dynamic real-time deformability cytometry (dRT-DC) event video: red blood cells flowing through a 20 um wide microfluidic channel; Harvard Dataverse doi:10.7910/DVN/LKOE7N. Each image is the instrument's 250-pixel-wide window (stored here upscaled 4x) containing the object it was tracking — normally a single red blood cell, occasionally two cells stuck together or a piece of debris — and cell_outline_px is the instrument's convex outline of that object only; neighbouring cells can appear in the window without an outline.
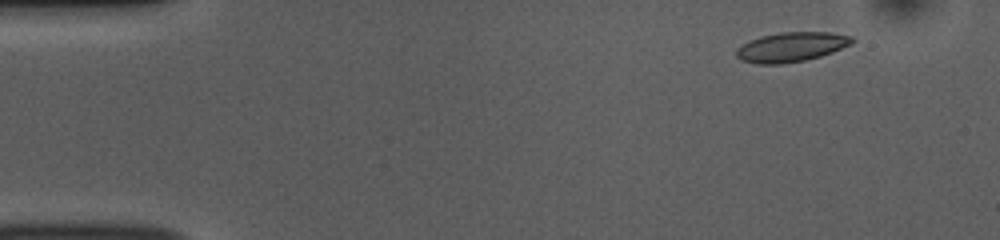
{"species": "common noctule bat (a hibernating species)", "species_latin": "Nyctalus noctula", "temperature_condition": "room temperature", "stored_images_in_passage": 52, "camera_frame_rate_fps": 3000, "um_per_image_px": 0.085, "animal": {"sex": "female", "body_mass_g": 10.0, "forearm_length_mm": 53.1}, "frame": {"image": 1, "passage_image": 5, "time_ms": 1.333, "image_size_px": [1000, 240], "cell_outline_px": [[856, 40], [852, 44], [832, 52], [820, 56], [804, 60], [780, 64], [756, 64], [740, 60], [736, 56], [736, 48], [760, 36], [780, 32], [832, 32], [852, 36]], "centroid_in_image_um": [67.28, 3.99], "position_along_channel_um": 17.7, "area_um2": 20.0}}
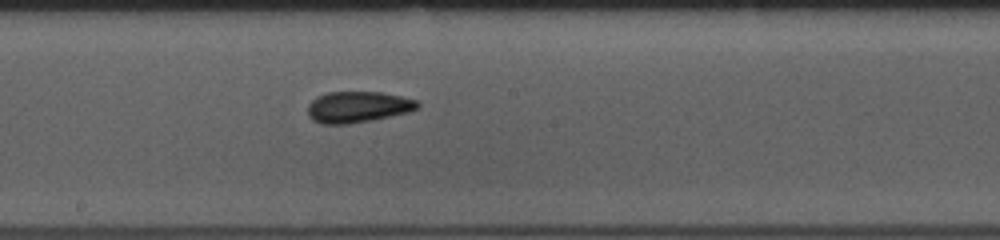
{"frame": {"image": 2, "passage_image": 28, "time_ms": 9.0, "image_size_px": [1000, 240], "cell_outline_px": [[420, 108], [408, 112], [372, 120], [348, 124], [320, 124], [312, 120], [308, 116], [308, 104], [316, 96], [328, 92], [380, 92], [400, 96], [416, 100], [420, 104]], "centroid_in_image_um": [30.39, 9.1], "position_along_channel_um": 217.8, "area_um2": 20.06}}
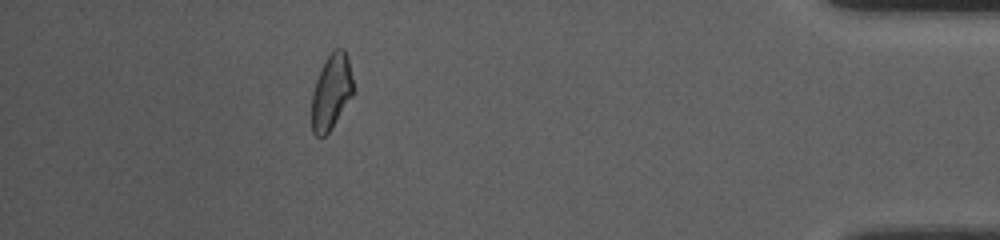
{"frame": {"image": 3, "passage_image": 47, "time_ms": 15.333, "image_size_px": [1000, 240], "cell_outline_px": [[352, 96], [328, 132], [324, 136], [316, 136], [312, 132], [312, 92], [316, 80], [324, 60], [332, 48], [344, 48], [348, 60], [352, 80]], "centroid_in_image_um": [28.13, 7.76], "position_along_channel_um": 407.1, "area_um2": 17.98}, "authors_computed_cell_mechanics": {"area_um2": 19.4497, "velocity_mm_per_s": 3.7972, "shape_relaxation_time_tau1_ms": 7.7703, "shape_relaxation_time_tau2_ms": 1.7908, "deformation_change_tau1": 0.1871, "deformation_change_tau2": 0.086}}